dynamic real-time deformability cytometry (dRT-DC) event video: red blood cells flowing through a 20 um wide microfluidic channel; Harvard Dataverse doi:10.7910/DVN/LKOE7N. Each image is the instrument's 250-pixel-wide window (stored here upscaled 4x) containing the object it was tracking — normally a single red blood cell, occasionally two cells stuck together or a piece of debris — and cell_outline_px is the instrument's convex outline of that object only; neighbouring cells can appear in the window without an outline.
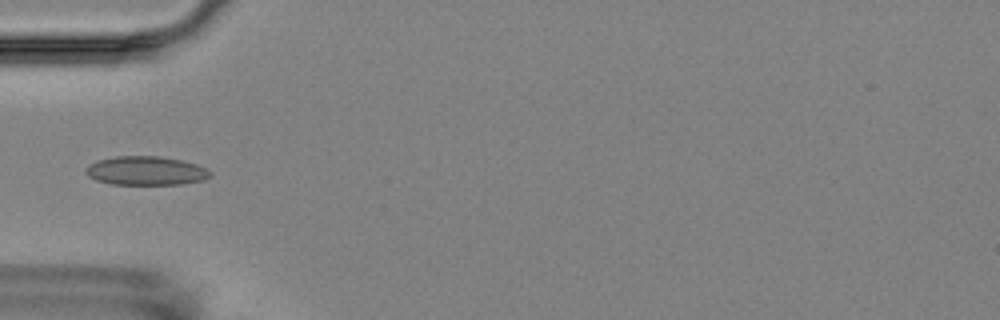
{"species": "Egyptian fruit bat (a non-hibernating species)", "species_latin": "Rousettus aegyptiacus", "temperature_condition": "room temperature", "stored_images_in_passage": 14, "camera_frame_rate_fps": 3000, "um_per_image_px": 0.085, "animal": {"sex": "female"}, "frame": {"image": 1, "passage_image": 4, "time_ms": 4.333, "image_size_px": [1000, 320], "cell_outline_px": [[212, 176], [204, 180], [180, 184], [112, 184], [96, 180], [88, 176], [84, 172], [84, 168], [88, 164], [100, 160], [116, 156], [160, 156], [180, 160], [196, 164], [208, 168], [212, 172]], "centroid_in_image_um": [12.41, 14.51], "position_along_channel_um": 72.6, "area_um2": 21.04}}
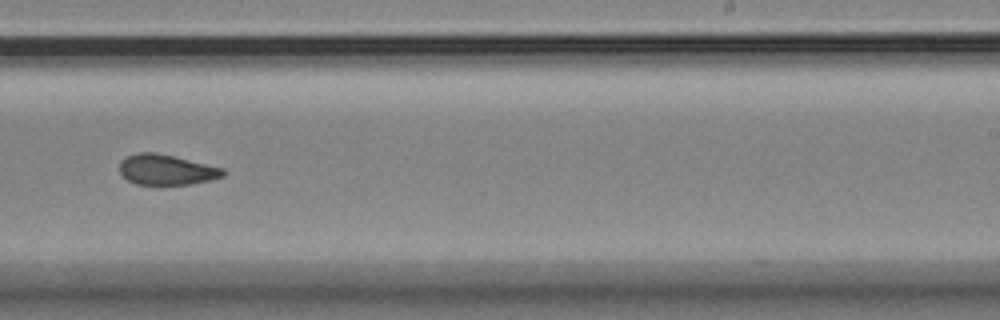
{"frame": {"image": 2, "passage_image": 9, "time_ms": 10.0, "image_size_px": [1000, 320], "cell_outline_px": [[228, 172], [224, 176], [192, 184], [136, 184], [128, 180], [120, 172], [120, 164], [128, 156], [140, 152], [156, 152], [224, 168]], "centroid_in_image_um": [14.19, 14.43], "position_along_channel_um": 274.8, "area_um2": 18.09}}
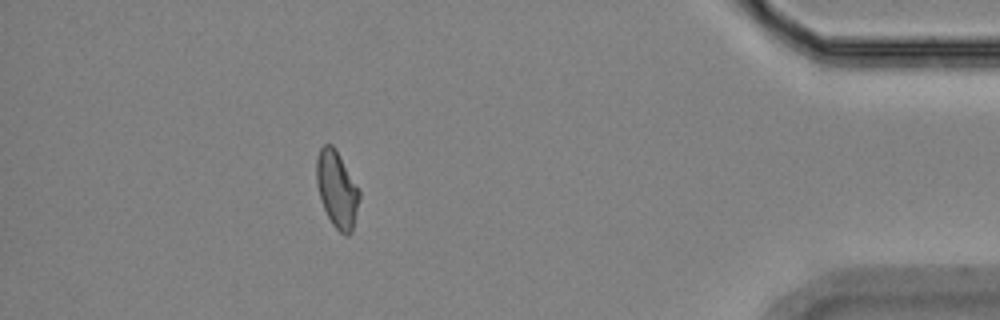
{"frame": {"image": 3, "passage_image": 13, "time_ms": 15.0, "image_size_px": [1000, 320], "cell_outline_px": [[360, 196], [352, 232], [348, 236], [344, 236], [332, 224], [320, 200], [316, 184], [316, 160], [320, 148], [324, 144], [332, 144], [360, 192]], "centroid_in_image_um": [28.61, 16.13], "position_along_channel_um": 406.6, "area_um2": 18.84}, "authors_computed_cell_mechanics": {"area_um2": 19.1607, "velocity_mm_per_s": 3.5701, "shape_relaxation_time_tau1_ms": 9.0369, "shape_relaxation_time_tau2_ms": 4.0815, "deformation_change_tau1": 0.1522, "deformation_change_tau2": 0.084}}